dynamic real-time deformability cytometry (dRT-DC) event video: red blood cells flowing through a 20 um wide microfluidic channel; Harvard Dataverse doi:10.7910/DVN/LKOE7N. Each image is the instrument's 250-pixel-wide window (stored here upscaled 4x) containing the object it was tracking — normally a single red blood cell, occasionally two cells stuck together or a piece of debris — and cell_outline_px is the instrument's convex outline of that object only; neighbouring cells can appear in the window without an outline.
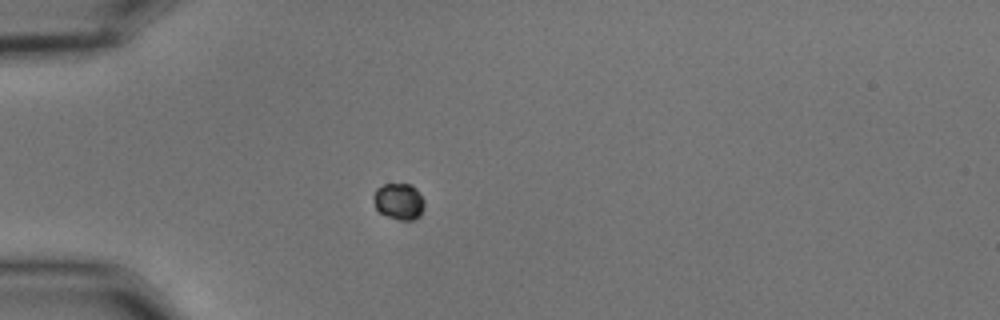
{"species": "common noctule bat (a hibernating species)", "species_latin": "Nyctalus noctula", "temperature_condition": "cold", "stored_images_in_passage": 41, "camera_frame_rate_fps": 3000, "um_per_image_px": 0.085, "animal": {"sex": "male", "body_mass_g": 15.6}, "frame": {"image": 1, "passage_image": 1, "time_ms": 0.0, "image_size_px": [1000, 320], "cell_outline_px": [[424, 208], [420, 216], [412, 220], [400, 220], [388, 216], [380, 212], [376, 208], [372, 196], [376, 188], [384, 184], [412, 184], [416, 188], [424, 200]], "centroid_in_image_um": [33.91, 17.11], "position_along_channel_um": 51.1, "area_um2": 10.87}}
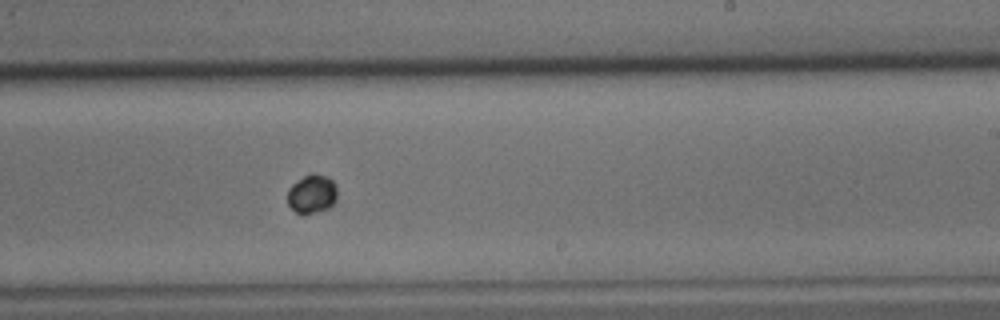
{"frame": {"image": 2, "passage_image": 20, "time_ms": 6.333, "image_size_px": [1000, 320], "cell_outline_px": [[336, 200], [328, 208], [316, 212], [296, 212], [288, 204], [288, 188], [292, 184], [304, 176], [324, 176], [332, 180], [336, 188]], "centroid_in_image_um": [26.5, 16.5], "position_along_channel_um": 262.5, "area_um2": 10.64}}
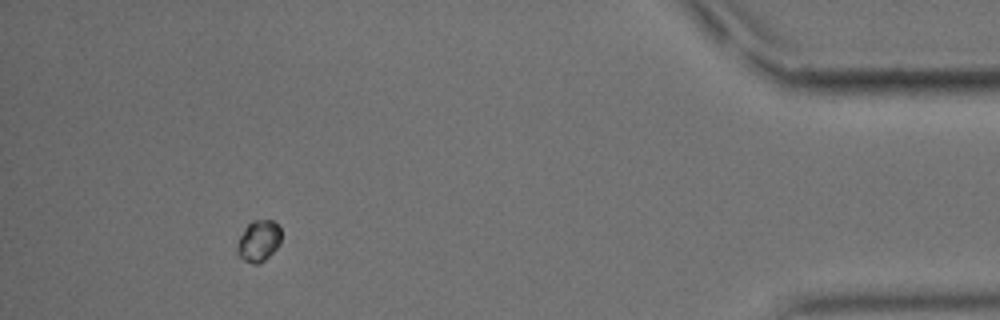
{"frame": {"image": 3, "passage_image": 37, "time_ms": 12.0, "image_size_px": [1000, 320], "cell_outline_px": [[280, 244], [264, 260], [256, 264], [252, 264], [244, 260], [236, 252], [236, 248], [240, 236], [248, 224], [252, 220], [272, 220], [280, 228]], "centroid_in_image_um": [21.97, 20.47], "position_along_channel_um": 413.2, "area_um2": 10.4}}